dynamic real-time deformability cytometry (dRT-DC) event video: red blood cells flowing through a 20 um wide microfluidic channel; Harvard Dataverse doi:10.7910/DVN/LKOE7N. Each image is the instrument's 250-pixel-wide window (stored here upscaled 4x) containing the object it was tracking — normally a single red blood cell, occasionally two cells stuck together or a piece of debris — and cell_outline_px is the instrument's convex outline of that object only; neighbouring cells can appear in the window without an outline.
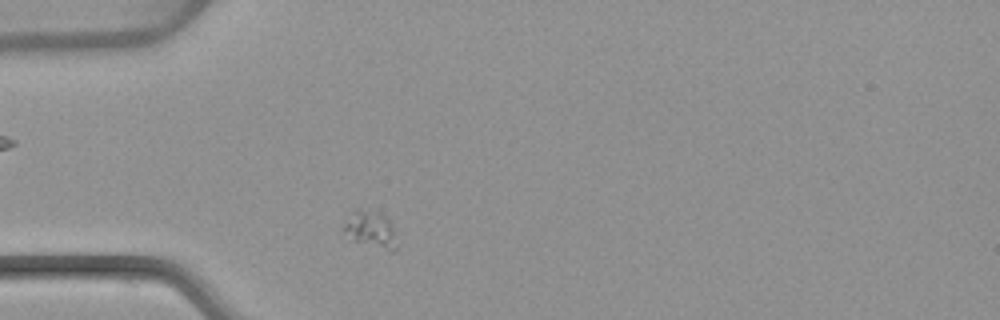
{"species": "common noctule bat (a hibernating species)", "species_latin": "Nyctalus noctula", "temperature_condition": "warm", "stored_images_in_passage": 4, "camera_frame_rate_fps": 3000, "um_per_image_px": 0.085, "animal": {"sex": "female", "body_mass_g": 22.7, "forearm_length_mm": 54.2}, "frame": {"image": 1, "passage_image": 4, "time_ms": 3.667, "image_size_px": [1000, 320], "cell_outline_px": [[396, 248], [392, 252], [356, 240], [344, 232], [344, 224], [352, 208], [356, 208], [376, 212], [384, 216], [388, 220], [392, 228]], "centroid_in_image_um": [31.47, 19.46], "position_along_channel_um": 53.5, "area_um2": 10.81}}